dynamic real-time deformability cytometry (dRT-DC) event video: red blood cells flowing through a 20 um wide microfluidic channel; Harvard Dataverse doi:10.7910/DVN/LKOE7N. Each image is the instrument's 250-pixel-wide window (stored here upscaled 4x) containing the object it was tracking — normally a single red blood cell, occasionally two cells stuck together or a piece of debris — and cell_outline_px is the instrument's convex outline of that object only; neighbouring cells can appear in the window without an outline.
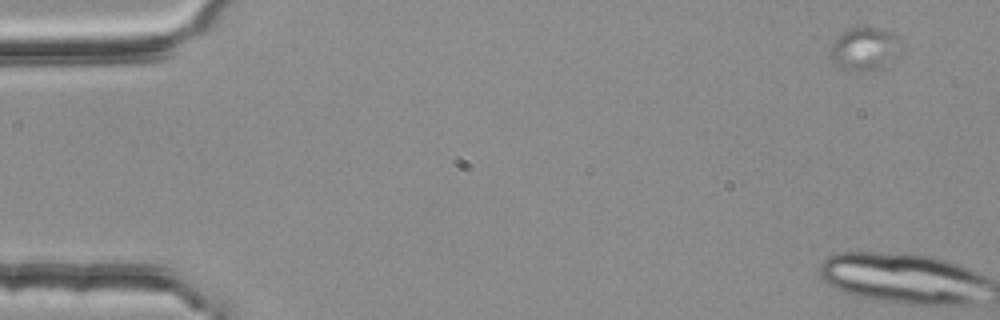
{"species": "common noctule bat (a hibernating species)", "species_latin": "Nyctalus noctula", "temperature_condition": "room temperature", "stored_images_in_passage": 5, "camera_frame_rate_fps": 3000, "um_per_image_px": 0.085, "animal": {"sex": "female", "body_mass_g": 25.1}, "frame": {"image": 1, "passage_image": 1, "time_ms": 0.0, "image_size_px": [1000, 320], "cell_outline_px": [[904, 44], [880, 68], [840, 68], [828, 56], [832, 44], [836, 36], [848, 28], [876, 28], [892, 32], [900, 36]], "centroid_in_image_um": [73.46, 4.07], "position_along_channel_um": 11.5, "area_um2": 17.11}}